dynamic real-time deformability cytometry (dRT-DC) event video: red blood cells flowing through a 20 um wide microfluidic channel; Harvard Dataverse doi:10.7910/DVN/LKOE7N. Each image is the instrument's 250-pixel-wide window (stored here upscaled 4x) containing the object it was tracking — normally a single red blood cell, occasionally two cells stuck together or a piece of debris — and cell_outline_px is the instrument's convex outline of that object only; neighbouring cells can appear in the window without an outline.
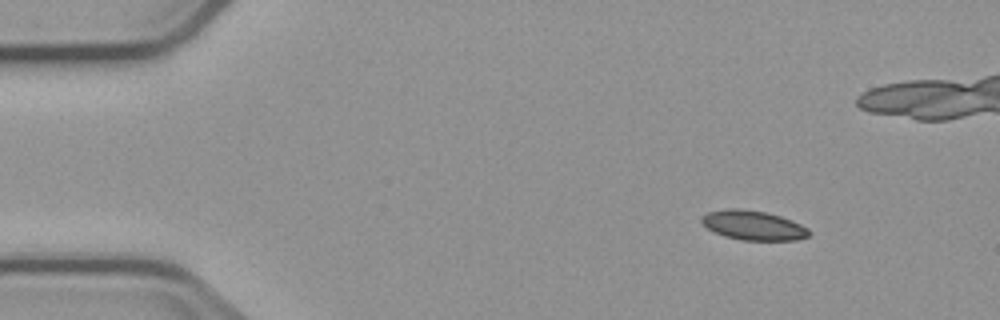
{"species": "common noctule bat (a hibernating species)", "species_latin": "Nyctalus noctula", "temperature_condition": "cold", "stored_images_in_passage": 7, "segment_of_instrument_passage": [1, 2], "camera_frame_rate_fps": 3000, "um_per_image_px": 0.085, "animal": {"sex": "male", "body_mass_g": 23.1, "forearm_length_mm": 52.7}, "frame": {"image": 1, "passage_image": 2, "time_ms": 1.333, "image_size_px": [1000, 320], "cell_outline_px": [[812, 232], [808, 236], [796, 240], [740, 240], [724, 236], [708, 228], [700, 220], [700, 216], [708, 212], [728, 208], [740, 208], [764, 212], [780, 216], [792, 220], [808, 228]], "centroid_in_image_um": [64.03, 19.15], "position_along_channel_um": 21.0, "area_um2": 18.44}}
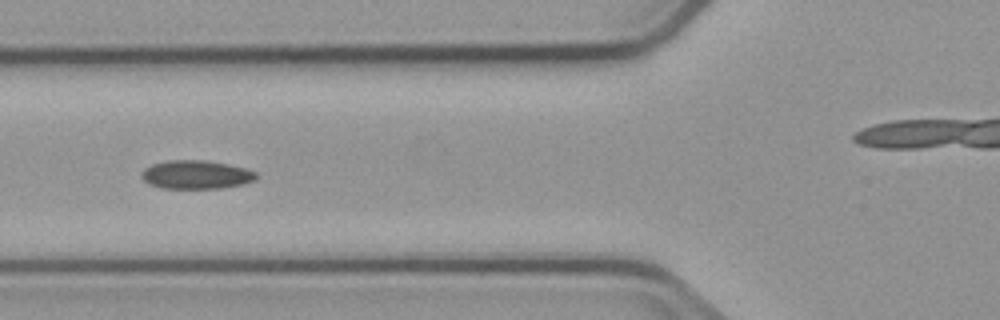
{"frame": {"image": 2, "passage_image": 6, "time_ms": 6.0, "image_size_px": [1000, 320], "cell_outline_px": [[256, 180], [244, 184], [220, 188], [160, 188], [148, 184], [140, 176], [140, 172], [144, 168], [152, 164], [168, 160], [204, 160], [228, 164], [244, 168], [256, 172]], "centroid_in_image_um": [16.63, 14.84], "position_along_channel_um": 109.2, "area_um2": 19.19}}